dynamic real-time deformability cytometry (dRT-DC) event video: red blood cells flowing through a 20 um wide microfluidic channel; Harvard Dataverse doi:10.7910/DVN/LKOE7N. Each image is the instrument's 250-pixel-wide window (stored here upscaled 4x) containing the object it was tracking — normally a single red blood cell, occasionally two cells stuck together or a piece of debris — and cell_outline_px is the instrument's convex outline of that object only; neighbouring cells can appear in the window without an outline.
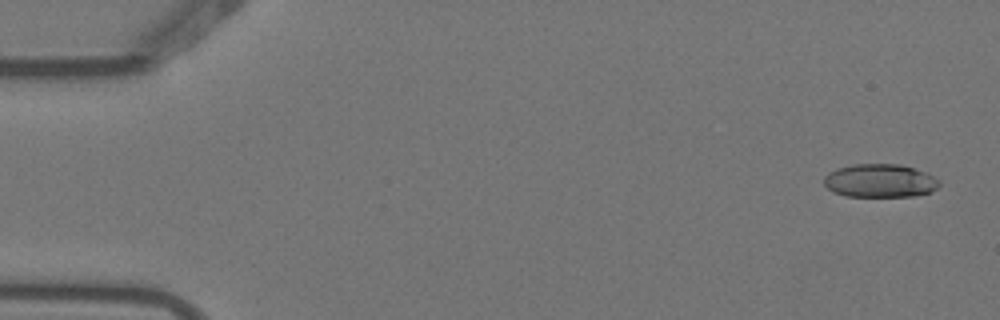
{"species": "Egyptian fruit bat (a non-hibernating species)", "species_latin": "Rousettus aegyptiacus", "temperature_condition": "warm", "stored_images_in_passage": 4, "camera_frame_rate_fps": 3000, "um_per_image_px": 0.085, "animal": {"sex": "female"}, "frame": {"image": 1, "passage_image": 1, "time_ms": 0.0, "image_size_px": [1000, 320], "cell_outline_px": [[940, 184], [932, 192], [916, 196], [848, 196], [832, 192], [824, 184], [824, 176], [828, 172], [836, 168], [852, 164], [900, 164], [924, 172], [940, 180]], "centroid_in_image_um": [74.78, 15.36], "position_along_channel_um": 10.2, "area_um2": 22.48}}
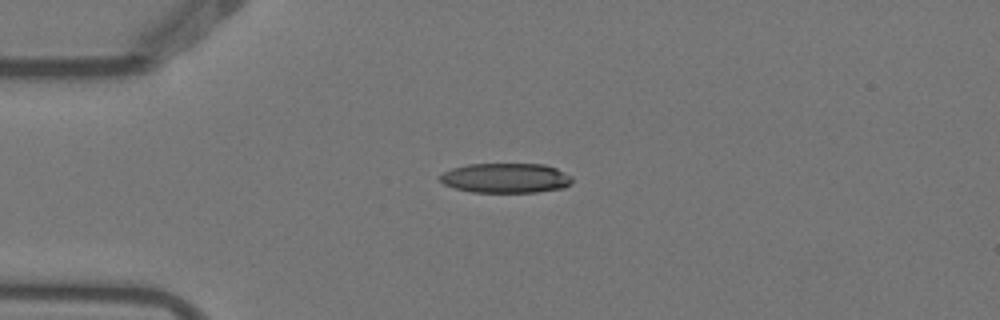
{"frame": {"image": 2, "passage_image": 4, "time_ms": 1.0, "image_size_px": [1000, 320], "cell_outline_px": [[572, 184], [564, 188], [536, 192], [472, 192], [456, 188], [444, 184], [440, 180], [440, 176], [444, 172], [452, 168], [468, 164], [544, 164], [556, 168], [572, 176]], "centroid_in_image_um": [43.03, 15.13], "position_along_channel_um": 42.0, "area_um2": 22.95}}